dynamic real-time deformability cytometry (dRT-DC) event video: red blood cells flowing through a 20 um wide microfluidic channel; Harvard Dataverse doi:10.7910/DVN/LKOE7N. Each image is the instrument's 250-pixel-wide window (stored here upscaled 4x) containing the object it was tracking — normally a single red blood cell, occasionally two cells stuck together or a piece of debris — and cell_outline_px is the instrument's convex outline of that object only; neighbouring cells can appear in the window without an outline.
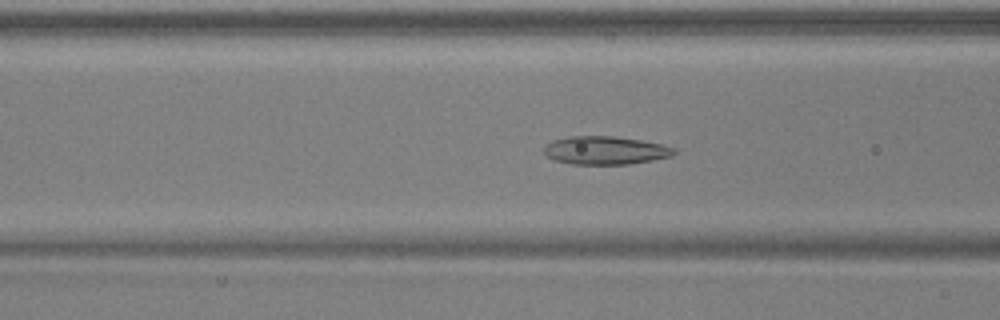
{"species": "common noctule bat (a hibernating species)", "species_latin": "Nyctalus noctula", "temperature_condition": "warm", "stored_images_in_passage": 49, "camera_frame_rate_fps": 3000, "um_per_image_px": 0.085, "animal": {"sex": "male", "body_mass_g": 17.9, "forearm_length_mm": 54.2}, "frame": {"image": 1, "passage_image": 18, "time_ms": 5.667, "image_size_px": [1000, 320], "cell_outline_px": [[676, 152], [672, 156], [652, 160], [628, 164], [572, 164], [556, 160], [548, 156], [544, 152], [544, 148], [552, 140], [568, 136], [612, 136], [640, 140], [660, 144], [676, 148]], "centroid_in_image_um": [51.46, 12.78], "position_along_channel_um": 115.1, "area_um2": 21.21}}
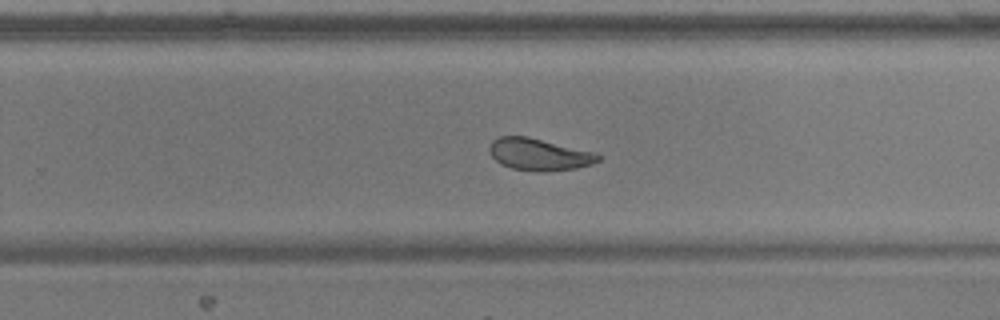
{"frame": {"image": 2, "passage_image": 31, "time_ms": 10.0, "image_size_px": [1000, 320], "cell_outline_px": [[600, 160], [592, 164], [576, 168], [544, 172], [512, 168], [500, 164], [492, 156], [488, 148], [492, 140], [500, 136], [528, 136], [596, 152], [600, 156]], "centroid_in_image_um": [45.83, 13.11], "position_along_channel_um": 284.0, "area_um2": 20.35}}
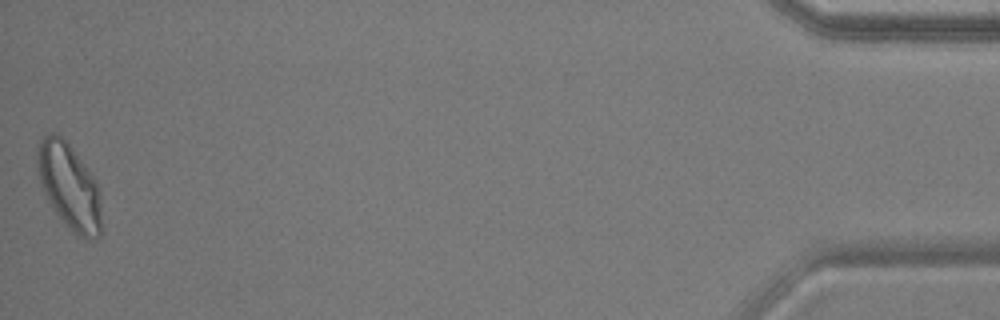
{"frame": {"image": 3, "passage_image": 49, "time_ms": 16.0, "image_size_px": [1000, 320], "cell_outline_px": [[104, 228], [100, 236], [92, 240], [84, 240], [72, 232], [56, 212], [48, 200], [40, 180], [36, 160], [36, 152], [40, 140], [44, 132], [56, 132], [68, 144], [96, 180], [100, 188]], "centroid_in_image_um": [5.94, 15.89], "position_along_channel_um": 429.3, "area_um2": 32.6}, "authors_computed_cell_mechanics": {"area_um2": 22.6576, "velocity_mm_per_s": 3.8974, "shape_relaxation_time_tau1_ms": 7.3514, "shape_relaxation_time_tau2_ms": 1.8106, "deformation_change_tau1": 0.1741, "deformation_change_tau2": 0.0853}}